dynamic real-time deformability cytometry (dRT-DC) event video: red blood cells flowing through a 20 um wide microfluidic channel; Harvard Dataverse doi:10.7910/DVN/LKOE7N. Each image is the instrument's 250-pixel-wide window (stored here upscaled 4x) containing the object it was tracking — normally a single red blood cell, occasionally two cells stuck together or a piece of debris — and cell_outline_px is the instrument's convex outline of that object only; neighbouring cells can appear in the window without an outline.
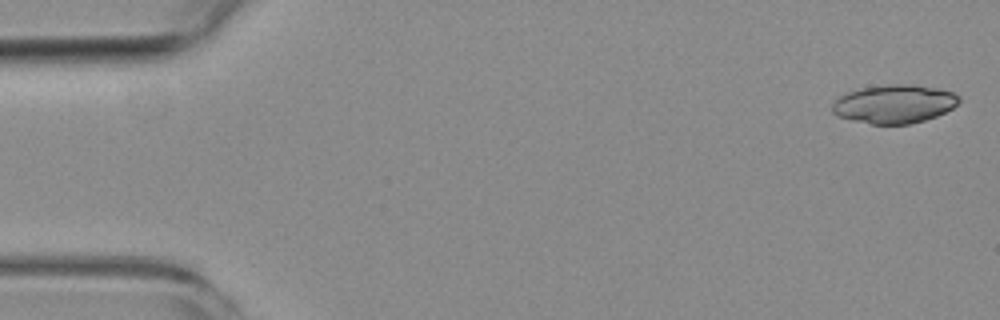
{"species": "common noctule bat (a hibernating species)", "species_latin": "Nyctalus noctula", "temperature_condition": "room temperature", "stored_images_in_passage": 5, "camera_frame_rate_fps": 3000, "um_per_image_px": 0.085, "animal": {"sex": "female", "body_mass_g": 19.3, "forearm_length_mm": 54.1}, "frame": {"image": 1, "passage_image": 1, "time_ms": 0.0, "image_size_px": [1000, 320], "cell_outline_px": [[960, 100], [952, 108], [936, 116], [912, 124], [872, 124], [852, 120], [836, 116], [832, 112], [832, 104], [840, 96], [848, 92], [864, 88], [892, 84], [908, 84], [936, 88], [952, 92], [960, 96]], "centroid_in_image_um": [76.0, 8.85], "position_along_channel_um": 9.0, "area_um2": 28.21}}